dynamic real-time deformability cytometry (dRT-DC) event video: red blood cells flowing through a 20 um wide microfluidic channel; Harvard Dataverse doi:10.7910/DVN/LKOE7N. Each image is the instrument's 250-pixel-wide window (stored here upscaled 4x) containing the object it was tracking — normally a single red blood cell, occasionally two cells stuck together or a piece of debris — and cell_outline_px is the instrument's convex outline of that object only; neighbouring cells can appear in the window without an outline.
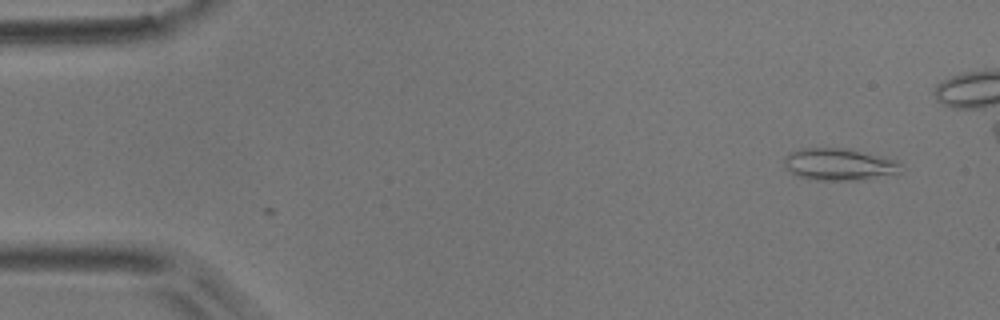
{"species": "common noctule bat (a hibernating species)", "species_latin": "Nyctalus noctula", "temperature_condition": "room temperature", "stored_images_in_passage": 39, "camera_frame_rate_fps": 3000, "um_per_image_px": 0.085, "animal": {"sex": "male", "body_mass_g": 17.9}, "frame": {"image": 1, "passage_image": 1, "time_ms": 0.0, "image_size_px": [1000, 320], "cell_outline_px": [[900, 164], [896, 172], [864, 180], [816, 180], [796, 176], [784, 164], [784, 156], [788, 152], [800, 148], [848, 148], [896, 160]], "centroid_in_image_um": [71.23, 13.96], "position_along_channel_um": 13.8, "area_um2": 21.56}}
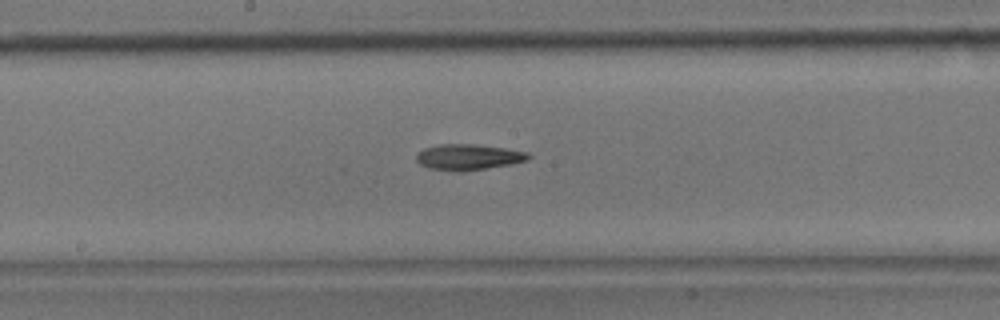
{"frame": {"image": 2, "passage_image": 24, "time_ms": 7.667, "image_size_px": [1000, 320], "cell_outline_px": [[532, 156], [528, 160], [512, 164], [464, 172], [456, 172], [428, 168], [420, 164], [416, 160], [416, 152], [424, 148], [440, 144], [472, 144], [504, 148], [528, 152]], "centroid_in_image_um": [39.8, 13.36], "position_along_channel_um": 208.4, "area_um2": 17.11}}
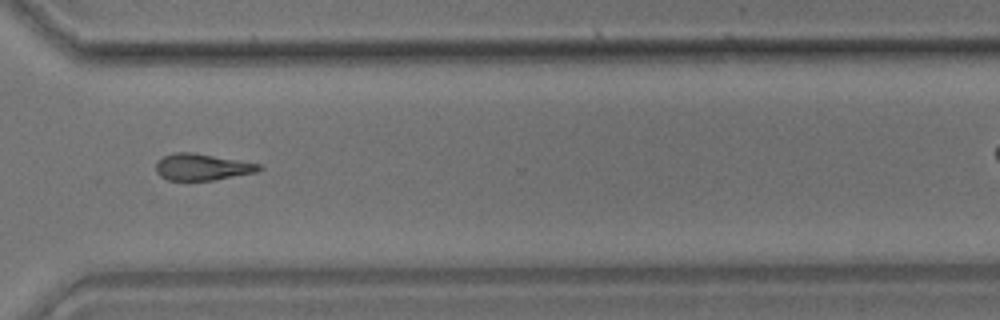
{"frame": {"image": 3, "passage_image": 35, "time_ms": 11.333, "image_size_px": [1000, 320], "cell_outline_px": [[264, 168], [256, 172], [212, 180], [168, 180], [160, 176], [156, 172], [156, 164], [164, 156], [176, 152], [192, 152], [260, 164]], "centroid_in_image_um": [17.17, 14.2], "position_along_channel_um": 353.4, "area_um2": 15.72}}